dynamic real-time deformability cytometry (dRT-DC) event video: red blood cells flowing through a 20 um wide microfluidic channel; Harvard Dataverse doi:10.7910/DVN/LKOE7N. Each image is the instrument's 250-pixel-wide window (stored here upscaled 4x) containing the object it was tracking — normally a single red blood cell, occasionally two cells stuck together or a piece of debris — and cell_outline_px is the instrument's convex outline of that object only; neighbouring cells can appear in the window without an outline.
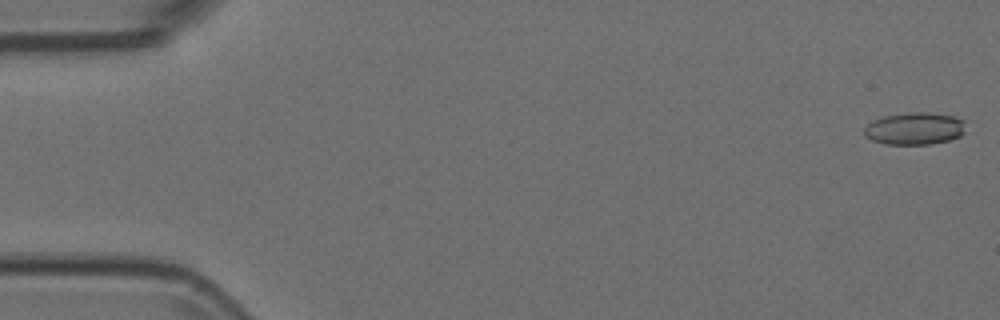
{"species": "Egyptian fruit bat (a non-hibernating species)", "species_latin": "Rousettus aegyptiacus", "temperature_condition": "room temperature", "stored_images_in_passage": 54, "camera_frame_rate_fps": 3000, "um_per_image_px": 0.085, "animal": {"sex": "female"}, "frame": {"image": 1, "passage_image": 1, "time_ms": 0.0, "image_size_px": [1000, 320], "cell_outline_px": [[964, 132], [960, 136], [948, 140], [928, 144], [884, 144], [872, 140], [864, 136], [864, 128], [872, 120], [884, 116], [908, 112], [928, 112], [956, 116], [964, 120]], "centroid_in_image_um": [77.73, 10.91], "position_along_channel_um": 7.3, "area_um2": 19.19}}
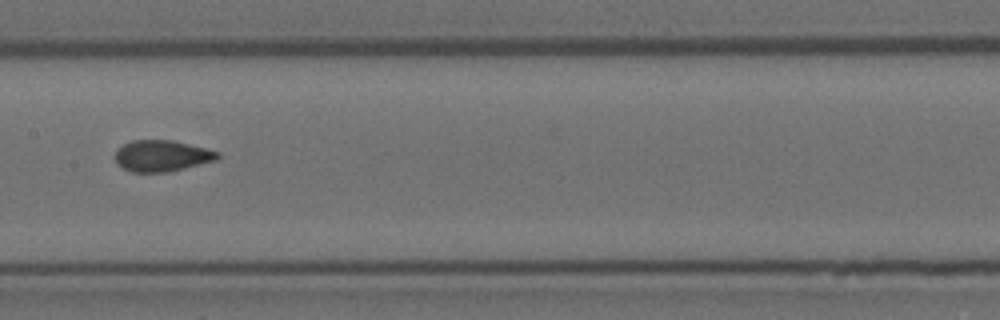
{"frame": {"image": 2, "passage_image": 27, "time_ms": 8.667, "image_size_px": [1000, 320], "cell_outline_px": [[220, 156], [216, 160], [168, 172], [132, 172], [116, 164], [112, 156], [124, 144], [132, 140], [172, 140], [220, 152]], "centroid_in_image_um": [13.72, 13.25], "position_along_channel_um": 193.7, "area_um2": 18.61}}
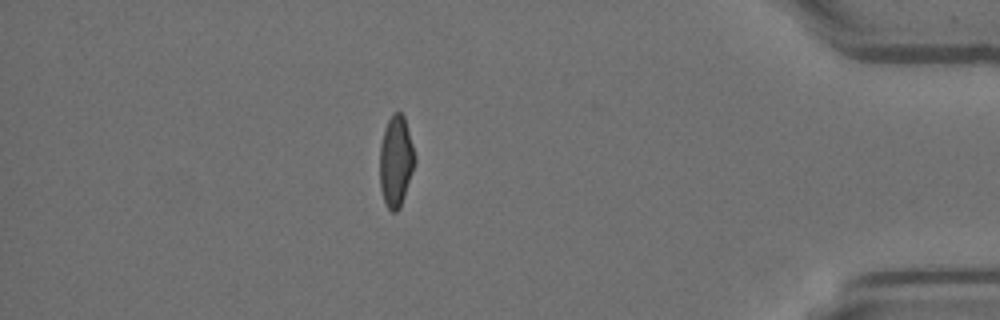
{"frame": {"image": 3, "passage_image": 47, "time_ms": 15.333, "image_size_px": [1000, 320], "cell_outline_px": [[416, 160], [400, 208], [396, 212], [392, 212], [388, 208], [384, 200], [380, 188], [380, 144], [388, 120], [392, 112], [400, 112], [404, 116], [416, 156]], "centroid_in_image_um": [33.65, 13.69], "position_along_channel_um": 401.5, "area_um2": 18.5}}